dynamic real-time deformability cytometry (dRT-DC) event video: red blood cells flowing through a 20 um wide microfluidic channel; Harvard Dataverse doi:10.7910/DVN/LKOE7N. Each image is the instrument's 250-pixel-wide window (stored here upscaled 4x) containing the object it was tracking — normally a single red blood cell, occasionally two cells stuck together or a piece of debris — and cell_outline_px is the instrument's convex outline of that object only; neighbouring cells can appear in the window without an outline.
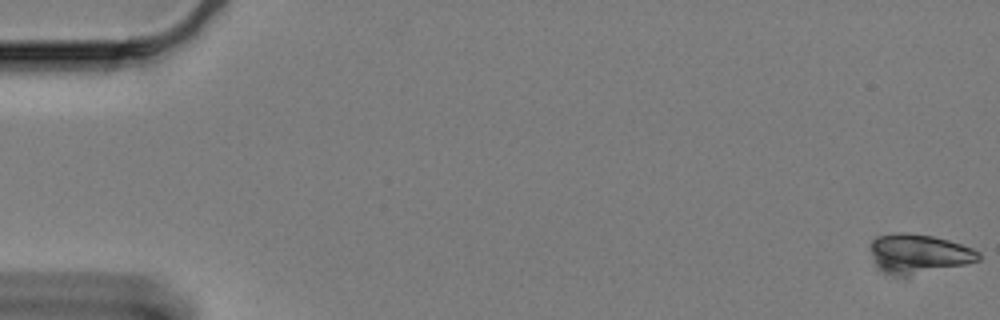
{"species": "Egyptian fruit bat (a non-hibernating species)", "species_latin": "Rousettus aegyptiacus", "temperature_condition": "cold", "stored_images_in_passage": 17, "camera_frame_rate_fps": 3000, "um_per_image_px": 0.085, "animal": {"sex": "female"}, "frame": {"image": 1, "passage_image": 1, "time_ms": 0.0, "image_size_px": [1000, 320], "cell_outline_px": [[980, 260], [964, 264], [908, 276], [896, 276], [884, 272], [876, 268], [868, 248], [868, 244], [876, 236], [900, 232], [904, 232], [932, 236], [948, 240], [972, 248], [980, 252]], "centroid_in_image_um": [78.0, 21.56], "position_along_channel_um": 7.0, "area_um2": 24.97}}